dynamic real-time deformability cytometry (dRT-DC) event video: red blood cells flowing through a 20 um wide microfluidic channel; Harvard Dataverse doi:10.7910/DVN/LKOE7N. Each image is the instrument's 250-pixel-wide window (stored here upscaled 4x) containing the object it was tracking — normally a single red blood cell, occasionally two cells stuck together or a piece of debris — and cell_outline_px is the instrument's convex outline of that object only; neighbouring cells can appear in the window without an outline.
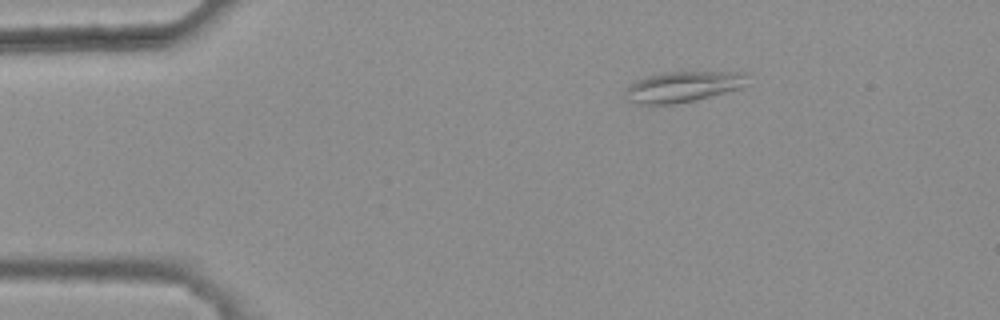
{"species": "common noctule bat (a hibernating species)", "species_latin": "Nyctalus noctula", "temperature_condition": "warm", "stored_images_in_passage": 44, "camera_frame_rate_fps": 3000, "um_per_image_px": 0.085, "animal": {"sex": "female", "body_mass_g": 25.1}, "frame": {"image": 1, "passage_image": 5, "time_ms": 1.333, "image_size_px": [1000, 320], "cell_outline_px": [[748, 84], [744, 88], [696, 100], [672, 104], [640, 104], [624, 100], [624, 88], [636, 80], [648, 76], [664, 72], [748, 72]], "centroid_in_image_um": [58.07, 7.37], "position_along_channel_um": 26.9, "area_um2": 22.31}}
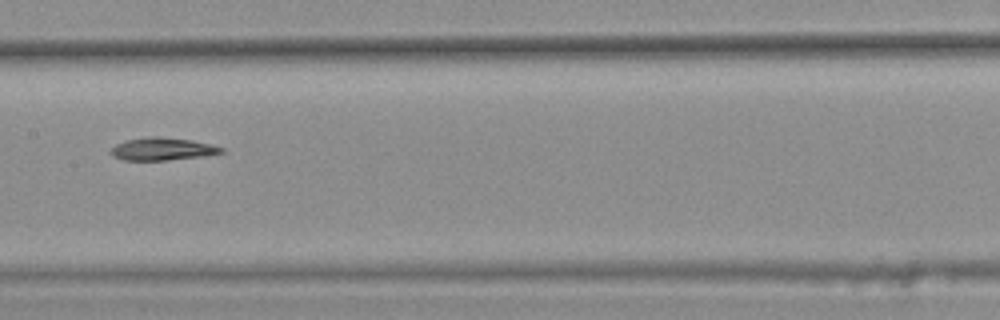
{"frame": {"image": 2, "passage_image": 23, "time_ms": 7.333, "image_size_px": [1000, 320], "cell_outline_px": [[224, 152], [204, 156], [168, 160], [124, 160], [112, 156], [108, 152], [116, 144], [124, 140], [148, 136], [160, 136], [192, 140], [212, 144], [224, 148]], "centroid_in_image_um": [13.78, 12.65], "position_along_channel_um": 193.6, "area_um2": 14.8}}
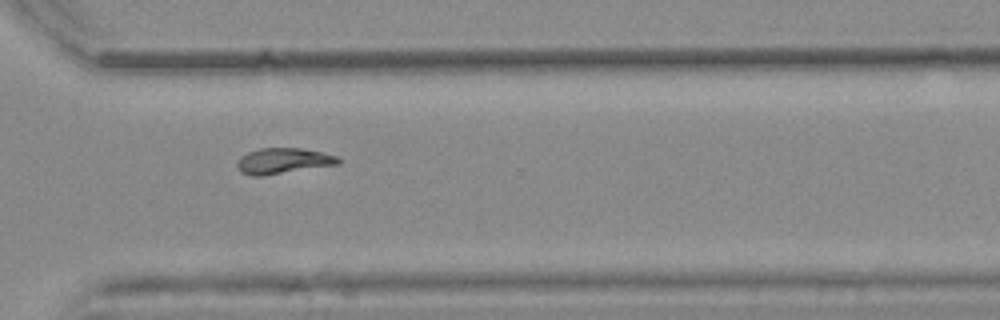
{"frame": {"image": 3, "passage_image": 35, "time_ms": 11.333, "image_size_px": [1000, 320], "cell_outline_px": [[340, 164], [260, 176], [252, 176], [240, 172], [236, 164], [240, 156], [248, 152], [260, 148], [300, 148], [320, 152], [336, 156], [340, 160]], "centroid_in_image_um": [24.03, 13.68], "position_along_channel_um": 346.6, "area_um2": 15.03}, "authors_computed_cell_mechanics": {"area_um2": 14.9991, "velocity_mm_per_s": 3.8225, "shape_relaxation_time_tau1_ms": null, "shape_relaxation_time_tau2_ms": 7.8018, "deformation_change_tau1": null, "deformation_change_tau2": 0.1196}}